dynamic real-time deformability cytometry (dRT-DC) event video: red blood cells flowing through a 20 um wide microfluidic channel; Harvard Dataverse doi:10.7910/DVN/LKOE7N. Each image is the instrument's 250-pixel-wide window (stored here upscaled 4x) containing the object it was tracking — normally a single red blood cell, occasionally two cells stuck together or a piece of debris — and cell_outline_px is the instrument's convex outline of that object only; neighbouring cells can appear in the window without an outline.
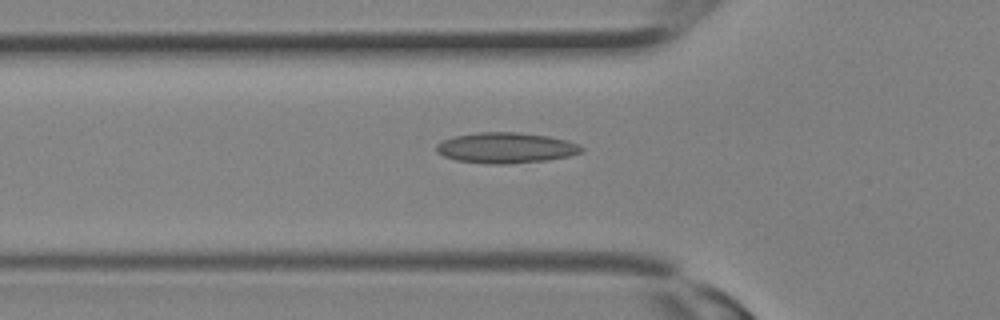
{"species": "Egyptian fruit bat (a non-hibernating species)", "species_latin": "Rousettus aegyptiacus", "temperature_condition": "room temperature", "stored_images_in_passage": 5, "camera_frame_rate_fps": 3000, "um_per_image_px": 0.085, "animal": {"sex": "female"}, "frame": {"image": 1, "passage_image": 4, "time_ms": 1.0, "image_size_px": [1000, 320], "cell_outline_px": [[584, 148], [580, 152], [568, 156], [548, 160], [508, 164], [492, 164], [456, 160], [444, 156], [436, 152], [436, 144], [440, 140], [456, 136], [480, 132], [520, 132], [548, 136], [568, 140], [580, 144]], "centroid_in_image_um": [43.0, 12.56], "position_along_channel_um": 82.8, "area_um2": 26.01}}